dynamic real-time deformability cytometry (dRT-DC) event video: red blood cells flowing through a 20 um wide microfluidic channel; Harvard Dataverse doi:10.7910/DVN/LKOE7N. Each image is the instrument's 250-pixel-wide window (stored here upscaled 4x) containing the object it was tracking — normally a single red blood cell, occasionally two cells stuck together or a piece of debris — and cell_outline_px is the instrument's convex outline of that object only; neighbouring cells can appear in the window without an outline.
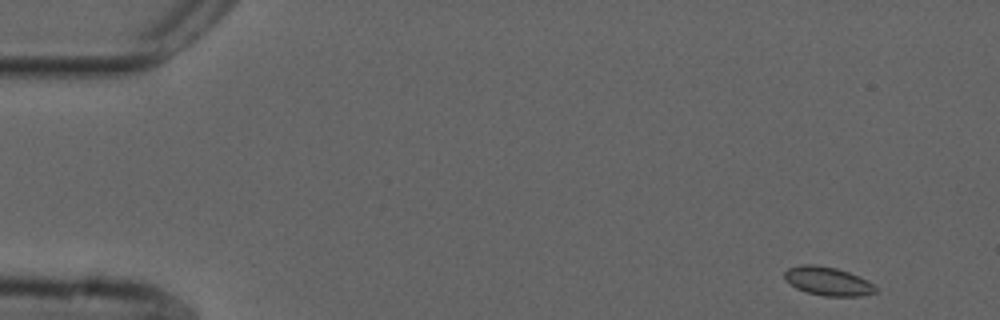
{"species": "common noctule bat (a hibernating species)", "species_latin": "Nyctalus noctula", "temperature_condition": "cold", "stored_images_in_passage": 11, "camera_frame_rate_fps": 3000, "um_per_image_px": 0.085, "animal": {"sex": "male", "forearm_length_mm": 52.5}, "frame": {"image": 1, "passage_image": 1, "time_ms": 0.0, "image_size_px": [1000, 320], "cell_outline_px": [[876, 292], [860, 296], [824, 296], [808, 292], [796, 288], [784, 280], [784, 272], [788, 268], [800, 264], [812, 264], [836, 268], [848, 272], [868, 280], [876, 288]], "centroid_in_image_um": [70.33, 23.89], "position_along_channel_um": 14.7, "area_um2": 15.14}}